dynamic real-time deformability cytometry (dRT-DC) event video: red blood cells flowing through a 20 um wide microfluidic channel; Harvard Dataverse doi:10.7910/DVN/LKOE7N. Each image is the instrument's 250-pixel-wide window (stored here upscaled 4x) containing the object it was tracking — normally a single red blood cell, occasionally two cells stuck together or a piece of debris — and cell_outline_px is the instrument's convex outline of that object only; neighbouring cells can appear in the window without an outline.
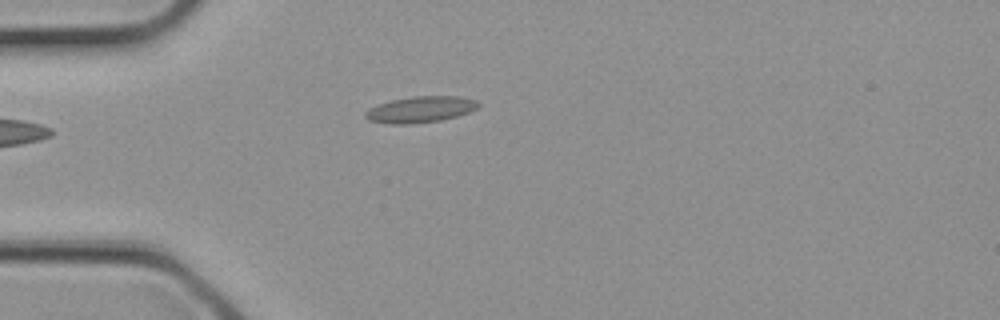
{"species": "common noctule bat (a hibernating species)", "species_latin": "Nyctalus noctula", "temperature_condition": "cold", "stored_images_in_passage": 2, "camera_frame_rate_fps": 3000, "um_per_image_px": 0.085, "animal": {"sex": "female", "body_mass_g": 21.9}, "frame": {"image": 1, "passage_image": 2, "time_ms": 0.333, "image_size_px": [1000, 320], "cell_outline_px": [[480, 104], [476, 108], [468, 112], [456, 116], [440, 120], [408, 124], [388, 124], [368, 120], [364, 116], [364, 112], [368, 108], [392, 100], [412, 96], [460, 96], [476, 100]], "centroid_in_image_um": [35.7, 9.3], "position_along_channel_um": 49.3, "area_um2": 17.17}}